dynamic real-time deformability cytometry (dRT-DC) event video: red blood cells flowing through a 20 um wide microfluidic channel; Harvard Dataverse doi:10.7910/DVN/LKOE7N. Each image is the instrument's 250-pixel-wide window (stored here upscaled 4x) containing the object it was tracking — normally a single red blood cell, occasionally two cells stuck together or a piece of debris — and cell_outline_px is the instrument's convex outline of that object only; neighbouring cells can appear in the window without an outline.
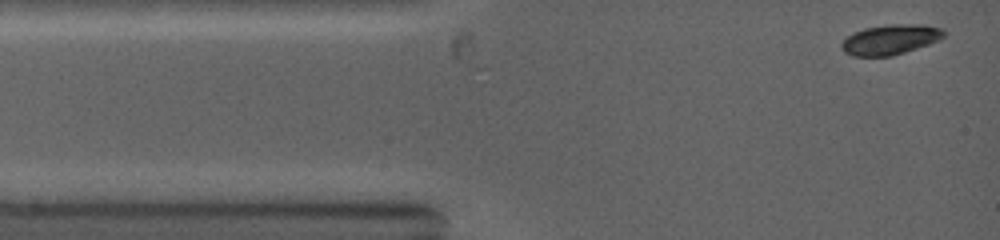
{"species": "common noctule bat (a hibernating species)", "species_latin": "Nyctalus noctula", "temperature_condition": "warm", "stored_images_in_passage": 2, "camera_frame_rate_fps": 5000, "um_per_image_px": 0.085, "animal": {"sex": "female", "body_mass_g": 19.0, "forearm_length_mm": 53.3}, "frame": {"image": 1, "passage_image": 2, "time_ms": 0.4, "image_size_px": [1000, 240], "cell_outline_px": [[944, 36], [940, 40], [892, 56], [852, 56], [844, 52], [840, 48], [840, 44], [852, 32], [864, 28], [892, 24], [924, 24], [944, 28]], "centroid_in_image_um": [75.67, 3.35], "position_along_channel_um": 9.3, "area_um2": 18.03}}